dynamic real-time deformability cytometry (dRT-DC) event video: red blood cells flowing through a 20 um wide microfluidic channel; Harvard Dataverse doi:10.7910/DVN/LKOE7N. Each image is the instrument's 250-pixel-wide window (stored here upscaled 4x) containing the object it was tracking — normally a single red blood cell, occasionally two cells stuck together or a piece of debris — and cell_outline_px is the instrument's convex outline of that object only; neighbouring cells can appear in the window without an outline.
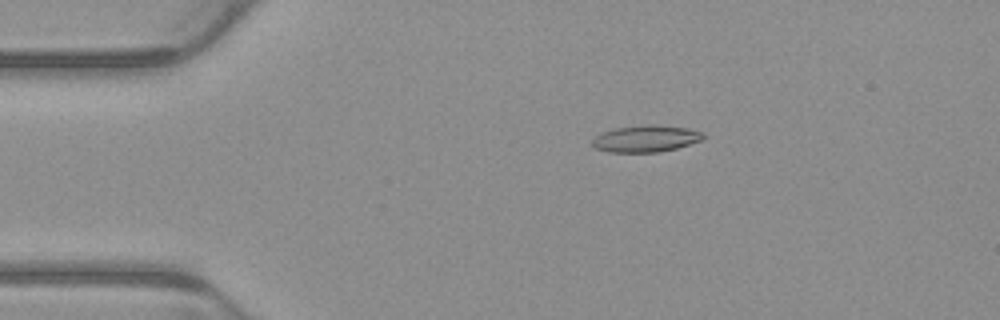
{"species": "common noctule bat (a hibernating species)", "species_latin": "Nyctalus noctula", "temperature_condition": "warm", "stored_images_in_passage": 4, "camera_frame_rate_fps": 3000, "um_per_image_px": 0.085, "animal": {"sex": "male", "body_mass_g": 23.1, "forearm_length_mm": 52.7}, "frame": {"image": 1, "passage_image": 3, "time_ms": 0.667, "image_size_px": [1000, 320], "cell_outline_px": [[704, 140], [676, 148], [660, 152], [608, 152], [596, 148], [592, 144], [592, 140], [596, 136], [604, 132], [616, 128], [648, 124], [652, 124], [688, 128], [704, 132]], "centroid_in_image_um": [54.94, 11.78], "position_along_channel_um": 30.1, "area_um2": 17.28}}